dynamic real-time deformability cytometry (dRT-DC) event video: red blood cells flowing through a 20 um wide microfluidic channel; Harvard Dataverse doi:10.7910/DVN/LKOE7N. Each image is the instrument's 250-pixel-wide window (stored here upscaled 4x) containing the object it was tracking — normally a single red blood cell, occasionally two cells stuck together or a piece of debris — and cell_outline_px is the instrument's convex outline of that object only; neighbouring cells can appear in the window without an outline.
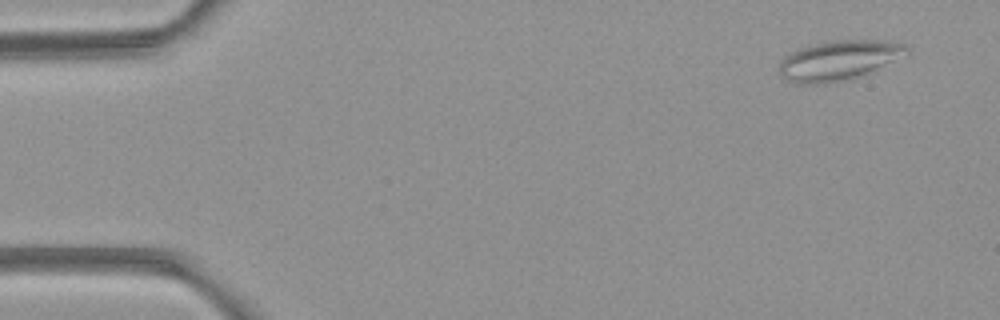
{"species": "common noctule bat (a hibernating species)", "species_latin": "Nyctalus noctula", "temperature_condition": "room temperature", "stored_images_in_passage": 5, "camera_frame_rate_fps": 3000, "um_per_image_px": 0.085, "animal": {"sex": "female", "body_mass_g": 21.9}, "frame": {"image": 1, "passage_image": 2, "time_ms": 1.0, "image_size_px": [1000, 320], "cell_outline_px": [[908, 56], [864, 76], [852, 80], [824, 84], [796, 84], [780, 76], [780, 60], [788, 52], [800, 48], [816, 44], [836, 40], [876, 40], [904, 44], [908, 48]], "centroid_in_image_um": [71.34, 5.16], "position_along_channel_um": 13.7, "area_um2": 30.23}}